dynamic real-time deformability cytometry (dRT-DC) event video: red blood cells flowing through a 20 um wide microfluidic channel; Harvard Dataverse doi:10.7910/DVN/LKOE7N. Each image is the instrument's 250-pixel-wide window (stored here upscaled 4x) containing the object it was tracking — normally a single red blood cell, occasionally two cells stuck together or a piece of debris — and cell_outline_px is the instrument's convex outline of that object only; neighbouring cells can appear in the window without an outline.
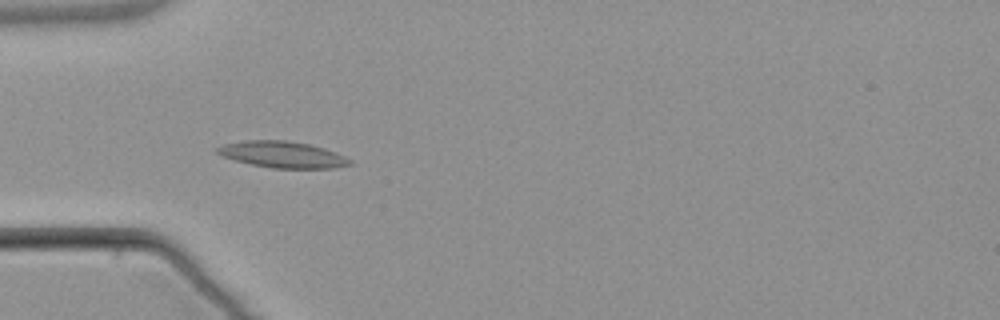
{"species": "common noctule bat (a hibernating species)", "species_latin": "Nyctalus noctula", "temperature_condition": "warm", "stored_images_in_passage": 5, "camera_frame_rate_fps": 3000, "um_per_image_px": 0.085, "animal": {"sex": "male", "body_mass_g": 21.5, "forearm_length_mm": 52.0}, "frame": {"image": 1, "passage_image": 5, "time_ms": 5.333, "image_size_px": [1000, 320], "cell_outline_px": [[352, 164], [336, 168], [272, 168], [252, 164], [236, 160], [224, 156], [216, 152], [216, 148], [224, 144], [244, 140], [284, 140], [308, 144], [324, 148], [344, 156], [352, 160]], "centroid_in_image_um": [24.03, 13.13], "position_along_channel_um": 61.0, "area_um2": 20.17}}